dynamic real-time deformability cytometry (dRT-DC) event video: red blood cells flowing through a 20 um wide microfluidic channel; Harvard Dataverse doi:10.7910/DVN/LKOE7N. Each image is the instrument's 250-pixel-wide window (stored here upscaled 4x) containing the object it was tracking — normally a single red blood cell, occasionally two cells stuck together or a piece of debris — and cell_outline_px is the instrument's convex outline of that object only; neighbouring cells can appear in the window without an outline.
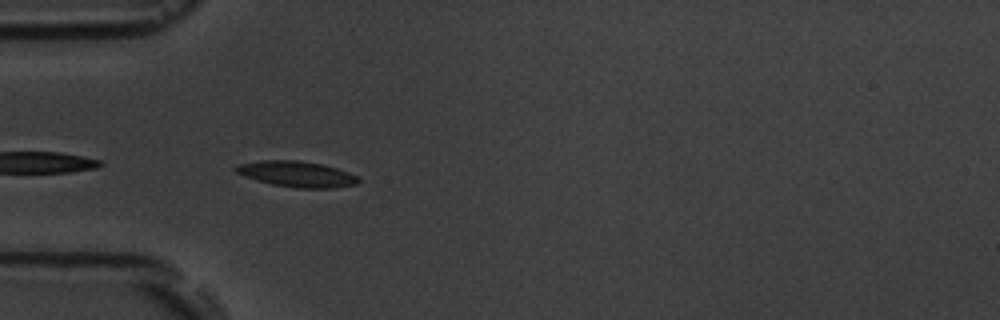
{"species": "common noctule bat (a hibernating species)", "species_latin": "Nyctalus noctula", "temperature_condition": "room temperature", "stored_images_in_passage": 6, "camera_frame_rate_fps": 3000, "um_per_image_px": 0.085, "animal": {"sex": "male", "body_mass_g": 19.5, "forearm_length_mm": 54.6}, "frame": {"image": 1, "passage_image": 5, "time_ms": 4.667, "image_size_px": [1000, 320], "cell_outline_px": [[360, 180], [356, 184], [328, 188], [296, 188], [272, 184], [256, 180], [244, 176], [236, 172], [232, 168], [240, 164], [264, 160], [296, 160], [324, 164], [360, 176]], "centroid_in_image_um": [25.23, 14.79], "position_along_channel_um": 59.8, "area_um2": 18.38}}